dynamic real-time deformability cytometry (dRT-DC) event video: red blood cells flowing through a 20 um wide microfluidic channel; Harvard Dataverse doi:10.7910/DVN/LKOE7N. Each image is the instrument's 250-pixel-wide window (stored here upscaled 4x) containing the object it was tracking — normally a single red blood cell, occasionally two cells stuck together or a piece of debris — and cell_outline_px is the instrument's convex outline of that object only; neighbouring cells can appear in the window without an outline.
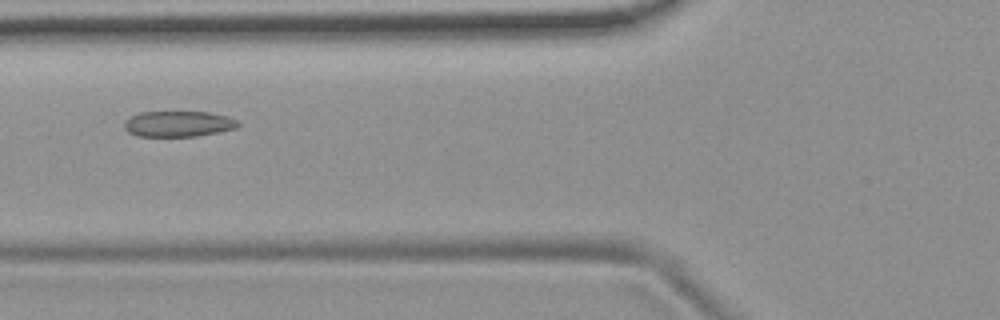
{"species": "common noctule bat (a hibernating species)", "species_latin": "Nyctalus noctula", "temperature_condition": "room temperature", "stored_images_in_passage": 6, "camera_frame_rate_fps": 3000, "um_per_image_px": 0.085, "animal": {"sex": "female", "body_mass_g": 19.9}, "frame": {"image": 1, "passage_image": 2, "time_ms": 1.333, "image_size_px": [1000, 320], "cell_outline_px": [[240, 124], [236, 128], [220, 132], [196, 136], [136, 136], [128, 132], [124, 128], [124, 120], [140, 112], [208, 112], [228, 116], [236, 120]], "centroid_in_image_um": [15.15, 10.53], "position_along_channel_um": 110.6, "area_um2": 17.11}}
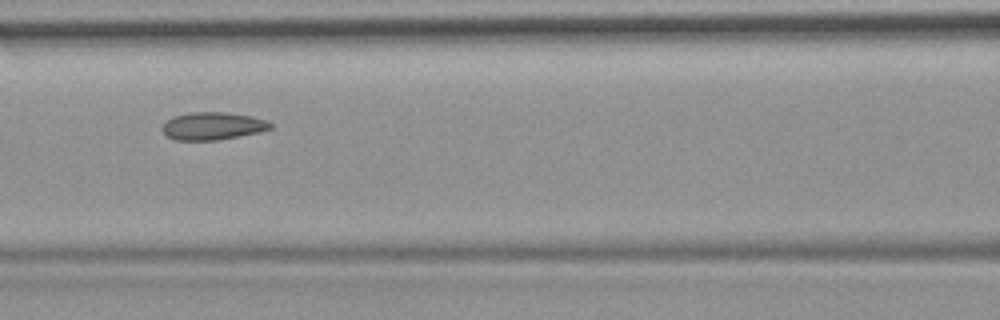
{"frame": {"image": 2, "passage_image": 3, "time_ms": 2.333, "image_size_px": [1000, 320], "cell_outline_px": [[272, 128], [260, 132], [216, 140], [176, 140], [168, 136], [160, 128], [168, 120], [176, 116], [192, 112], [228, 112], [252, 116], [268, 120], [272, 124]], "centroid_in_image_um": [18.12, 10.7], "position_along_channel_um": 148.5, "area_um2": 17.34}}
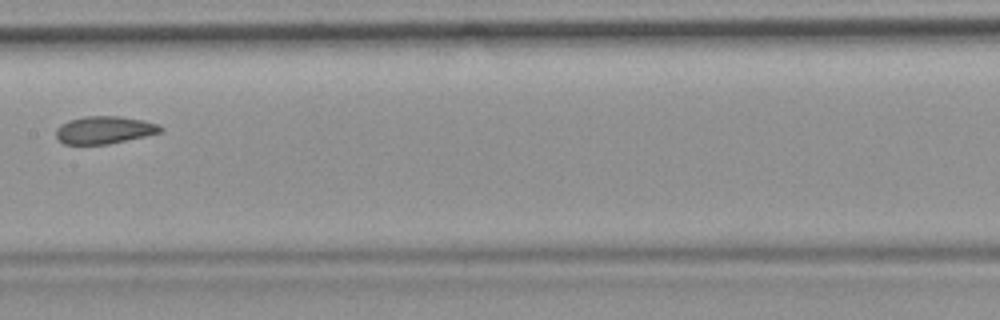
{"frame": {"image": 3, "passage_image": 4, "time_ms": 3.667, "image_size_px": [1000, 320], "cell_outline_px": [[164, 128], [160, 132], [144, 136], [108, 144], [64, 144], [56, 136], [56, 128], [60, 124], [68, 120], [84, 116], [120, 116], [144, 120], [160, 124]], "centroid_in_image_um": [8.87, 11.03], "position_along_channel_um": 198.5, "area_um2": 16.82}}